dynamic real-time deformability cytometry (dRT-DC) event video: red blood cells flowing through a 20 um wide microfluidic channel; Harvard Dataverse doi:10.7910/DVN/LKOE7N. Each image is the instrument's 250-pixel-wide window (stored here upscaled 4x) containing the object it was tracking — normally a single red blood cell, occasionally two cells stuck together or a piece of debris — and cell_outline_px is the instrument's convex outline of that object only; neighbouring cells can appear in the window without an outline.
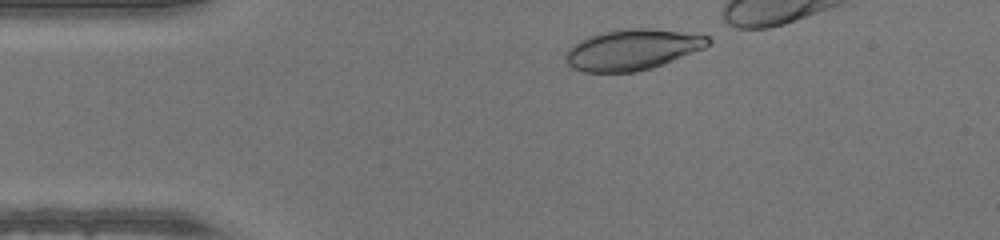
{"species": "human", "species_latin": "Homo sapiens", "temperature_condition": "warm", "stored_images_in_passage": 31, "camera_frame_rate_fps": 3000, "um_per_image_px": 0.085, "donor": {"sex": "male"}, "frame": {"image": 1, "passage_image": 1, "time_ms": 0.0, "image_size_px": [1000, 240], "cell_outline_px": [[712, 40], [704, 48], [652, 68], [636, 72], [584, 72], [572, 68], [568, 64], [564, 56], [568, 48], [580, 40], [588, 36], [600, 32], [628, 28], [648, 28], [684, 32], [708, 36]], "centroid_in_image_um": [53.71, 4.22], "position_along_channel_um": 31.3, "area_um2": 33.81}}
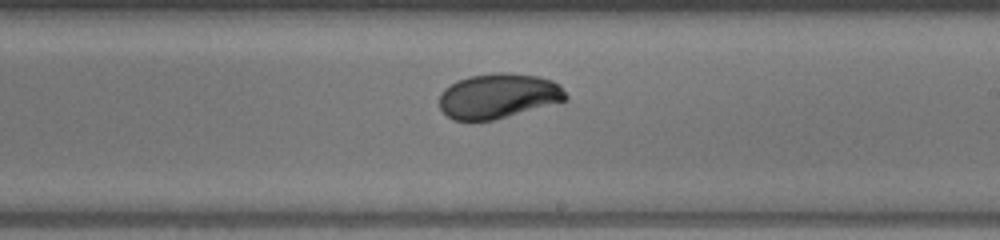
{"frame": {"image": 2, "passage_image": 20, "time_ms": 6.333, "image_size_px": [1000, 240], "cell_outline_px": [[568, 96], [564, 100], [492, 120], [452, 120], [440, 108], [440, 92], [444, 88], [460, 80], [472, 76], [500, 72], [504, 72], [536, 76], [552, 80], [560, 84]], "centroid_in_image_um": [42.34, 8.15], "position_along_channel_um": 246.7, "area_um2": 32.43}}
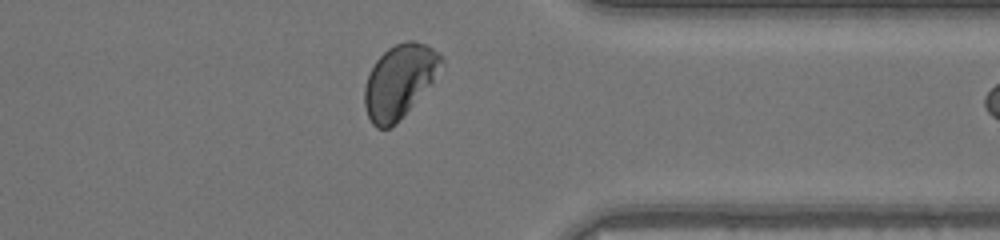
{"frame": {"image": 3, "passage_image": 30, "time_ms": 9.667, "image_size_px": [1000, 240], "cell_outline_px": [[444, 64], [432, 80], [396, 124], [388, 128], [376, 128], [372, 124], [368, 116], [364, 104], [364, 88], [368, 76], [376, 60], [388, 48], [396, 44], [408, 40], [412, 40], [424, 44], [432, 48], [444, 56]], "centroid_in_image_um": [33.93, 6.88], "position_along_channel_um": 377.5, "area_um2": 32.19}}